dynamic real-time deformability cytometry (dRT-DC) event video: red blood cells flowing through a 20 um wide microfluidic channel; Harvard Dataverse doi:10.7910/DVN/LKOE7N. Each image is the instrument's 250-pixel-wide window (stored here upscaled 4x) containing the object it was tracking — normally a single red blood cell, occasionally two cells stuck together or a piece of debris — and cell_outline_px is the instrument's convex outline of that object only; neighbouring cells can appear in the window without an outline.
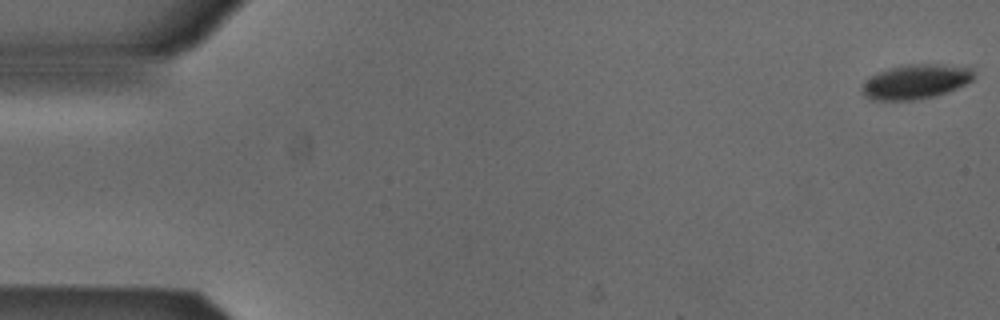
{"species": "Egyptian fruit bat (a non-hibernating species)", "species_latin": "Rousettus aegyptiacus", "temperature_condition": "cold", "stored_images_in_passage": 2, "camera_frame_rate_fps": 3000, "um_per_image_px": 0.085, "animal": {"sex": "male"}, "frame": {"image": 1, "passage_image": 2, "time_ms": 0.333, "image_size_px": [1000, 320], "cell_outline_px": [[972, 80], [956, 88], [936, 96], [912, 100], [872, 100], [864, 92], [864, 84], [872, 76], [888, 68], [908, 64], [936, 64], [968, 68], [972, 72]], "centroid_in_image_um": [77.84, 6.94], "position_along_channel_um": 7.2, "area_um2": 21.73}}